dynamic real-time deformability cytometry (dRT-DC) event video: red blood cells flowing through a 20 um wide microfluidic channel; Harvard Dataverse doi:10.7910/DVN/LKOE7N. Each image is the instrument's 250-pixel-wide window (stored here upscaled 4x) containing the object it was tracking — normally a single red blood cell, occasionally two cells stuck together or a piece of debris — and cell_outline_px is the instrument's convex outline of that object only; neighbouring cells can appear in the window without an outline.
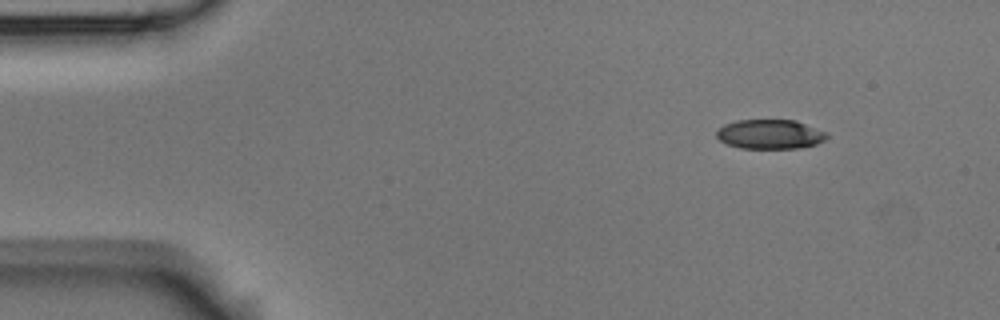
{"species": "Egyptian fruit bat (a non-hibernating species)", "species_latin": "Rousettus aegyptiacus", "temperature_condition": "room temperature", "stored_images_in_passage": 3, "camera_frame_rate_fps": 3000, "um_per_image_px": 0.085, "animal": {"sex": "male"}, "frame": {"image": 1, "passage_image": 1, "time_ms": 0.0, "image_size_px": [1000, 320], "cell_outline_px": [[828, 136], [824, 140], [816, 144], [796, 148], [740, 148], [728, 144], [720, 140], [716, 136], [716, 132], [724, 124], [736, 120], [796, 120], [828, 132]], "centroid_in_image_um": [65.46, 11.4], "position_along_channel_um": 19.5, "area_um2": 18.9}}
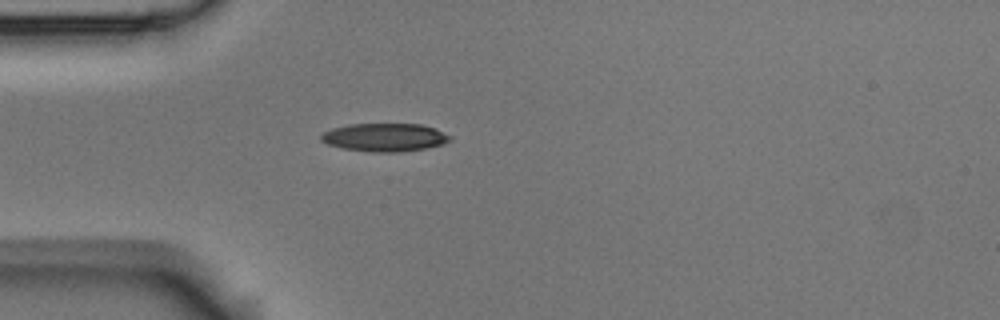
{"frame": {"image": 2, "passage_image": 3, "time_ms": 0.667, "image_size_px": [1000, 320], "cell_outline_px": [[452, 140], [444, 144], [424, 148], [400, 152], [372, 152], [344, 148], [328, 144], [320, 140], [320, 136], [324, 132], [332, 128], [348, 124], [420, 124], [436, 128], [452, 136]], "centroid_in_image_um": [32.73, 11.67], "position_along_channel_um": 52.3, "area_um2": 21.21}}